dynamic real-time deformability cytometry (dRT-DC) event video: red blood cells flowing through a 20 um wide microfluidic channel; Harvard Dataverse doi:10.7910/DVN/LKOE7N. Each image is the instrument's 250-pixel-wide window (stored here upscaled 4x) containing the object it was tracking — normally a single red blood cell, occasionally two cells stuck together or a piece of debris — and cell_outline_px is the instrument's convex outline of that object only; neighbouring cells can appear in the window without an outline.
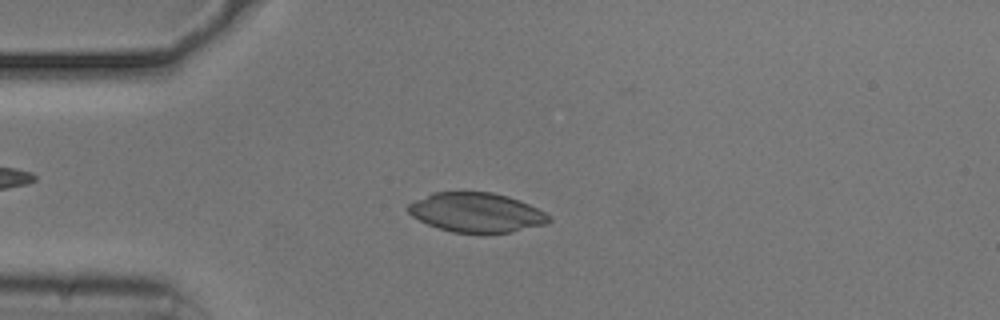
{"species": "common noctule bat (a hibernating species)", "species_latin": "Nyctalus noctula", "temperature_condition": "cold", "stored_images_in_passage": 43, "camera_frame_rate_fps": 3000, "um_per_image_px": 0.085, "animal": {"sex": "male", "body_mass_g": 20.5, "forearm_length_mm": 52.5}, "frame": {"image": 1, "passage_image": 13, "time_ms": 4.0, "image_size_px": [1000, 320], "cell_outline_px": [[552, 220], [548, 224], [512, 232], [452, 232], [428, 224], [412, 216], [408, 212], [408, 204], [432, 192], [492, 192], [508, 196], [520, 200], [552, 216]], "centroid_in_image_um": [40.53, 18.05], "position_along_channel_um": 44.5, "area_um2": 32.19}}
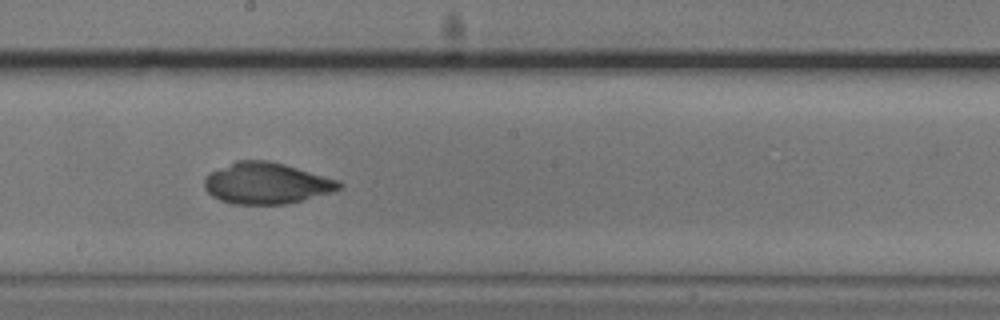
{"frame": {"image": 2, "passage_image": 29, "time_ms": 9.333, "image_size_px": [1000, 320], "cell_outline_px": [[344, 188], [332, 192], [288, 204], [232, 204], [220, 200], [212, 196], [204, 188], [204, 180], [212, 172], [236, 160], [268, 160], [284, 164], [340, 180], [344, 184]], "centroid_in_image_um": [22.7, 15.58], "position_along_channel_um": 225.5, "area_um2": 32.48}}
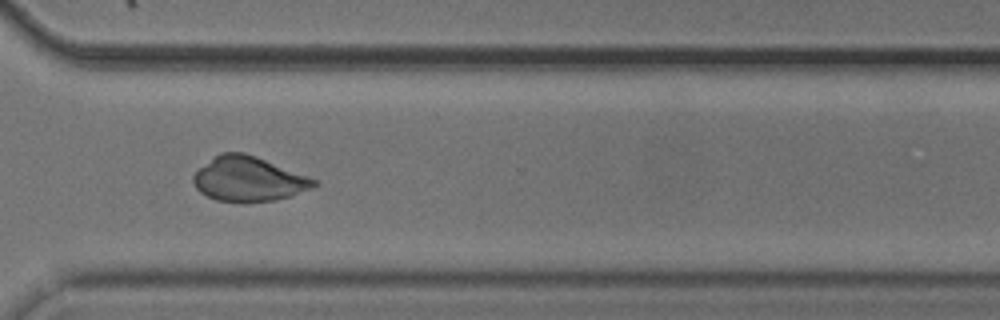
{"frame": {"image": 3, "passage_image": 39, "time_ms": 12.667, "image_size_px": [1000, 320], "cell_outline_px": [[320, 184], [312, 188], [292, 196], [276, 200], [216, 200], [200, 192], [196, 188], [192, 180], [192, 176], [200, 168], [220, 152], [244, 152], [256, 156], [308, 176], [316, 180]], "centroid_in_image_um": [21.15, 15.19], "position_along_channel_um": 349.5, "area_um2": 30.87}}